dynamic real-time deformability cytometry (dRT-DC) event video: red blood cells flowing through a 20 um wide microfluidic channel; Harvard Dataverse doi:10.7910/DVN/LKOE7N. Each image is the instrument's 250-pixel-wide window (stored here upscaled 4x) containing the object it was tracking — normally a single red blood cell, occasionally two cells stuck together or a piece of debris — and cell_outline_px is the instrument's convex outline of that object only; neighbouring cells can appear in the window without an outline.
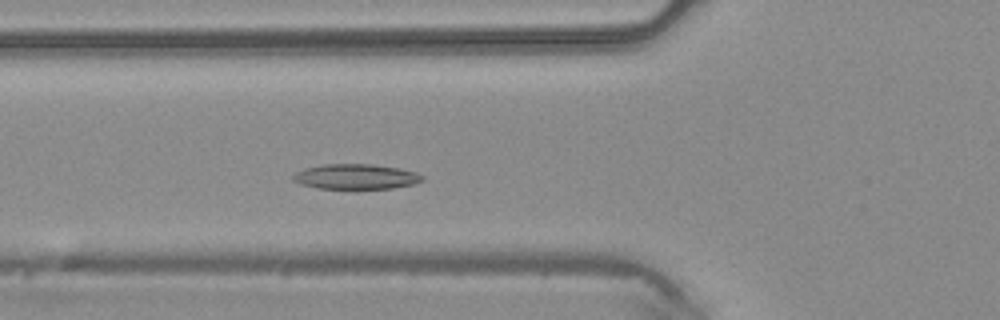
{"species": "common noctule bat (a hibernating species)", "species_latin": "Nyctalus noctula", "temperature_condition": "warm", "stored_images_in_passage": 43, "camera_frame_rate_fps": 3000, "um_per_image_px": 0.085, "animal": {"sex": "male", "body_mass_g": 20.4}, "frame": {"image": 1, "passage_image": 13, "time_ms": 4.0, "image_size_px": [1000, 320], "cell_outline_px": [[424, 180], [412, 184], [392, 188], [316, 188], [300, 184], [292, 180], [292, 176], [296, 172], [304, 168], [320, 164], [372, 164], [400, 168], [416, 172], [424, 176]], "centroid_in_image_um": [30.22, 15.0], "position_along_channel_um": 95.6, "area_um2": 18.96}}
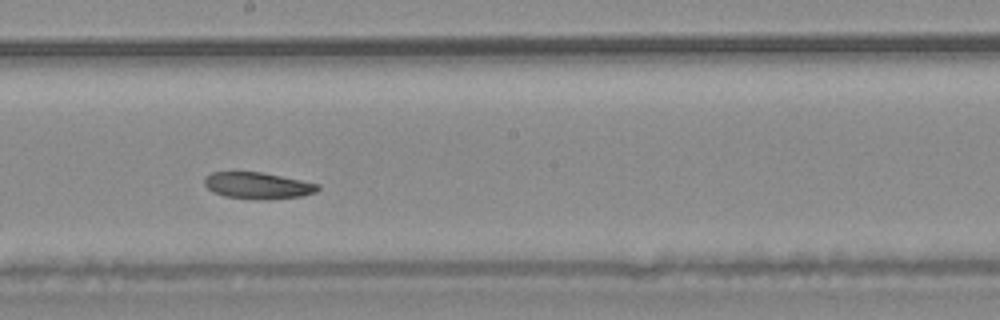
{"frame": {"image": 2, "passage_image": 22, "time_ms": 7.0, "image_size_px": [1000, 320], "cell_outline_px": [[320, 188], [316, 192], [300, 196], [256, 200], [228, 196], [212, 192], [204, 184], [204, 176], [212, 172], [260, 172], [320, 184]], "centroid_in_image_um": [21.89, 15.77], "position_along_channel_um": 226.3, "area_um2": 17.34}}
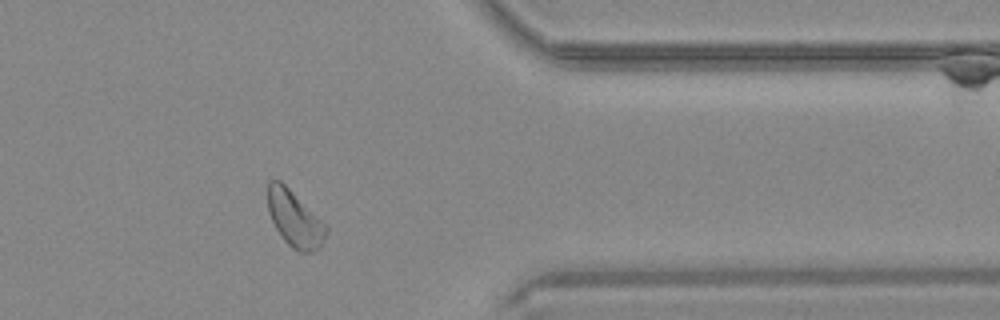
{"frame": {"image": 3, "passage_image": 34, "time_ms": 11.0, "image_size_px": [1000, 320], "cell_outline_px": [[328, 232], [320, 248], [312, 252], [300, 252], [292, 248], [284, 240], [276, 228], [268, 212], [268, 180], [280, 180], [328, 228]], "centroid_in_image_um": [25.04, 18.63], "position_along_channel_um": 386.4, "area_um2": 18.61}}